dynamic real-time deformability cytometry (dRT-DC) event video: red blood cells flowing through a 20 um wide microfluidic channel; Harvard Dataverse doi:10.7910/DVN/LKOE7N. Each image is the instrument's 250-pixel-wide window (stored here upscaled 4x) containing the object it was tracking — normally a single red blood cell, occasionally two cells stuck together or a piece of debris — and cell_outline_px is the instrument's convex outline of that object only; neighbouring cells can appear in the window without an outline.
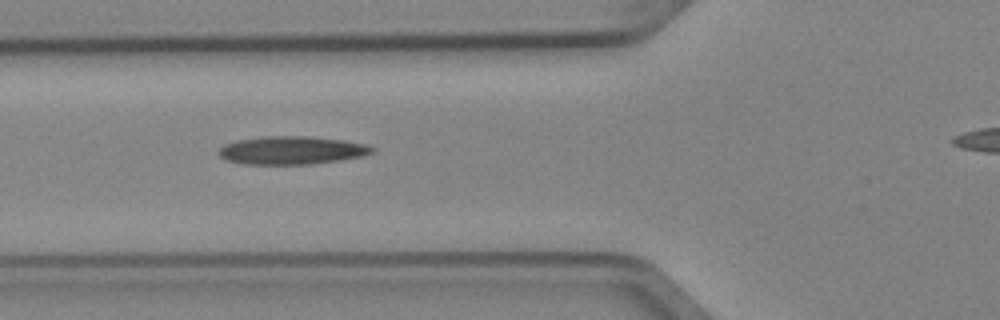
{"species": "Egyptian fruit bat (a non-hibernating species)", "species_latin": "Rousettus aegyptiacus", "temperature_condition": "cold", "stored_images_in_passage": 9, "camera_frame_rate_fps": 3000, "um_per_image_px": 0.085, "animal": {"sex": "female"}, "frame": {"image": 1, "passage_image": 7, "time_ms": 2.0, "image_size_px": [1000, 320], "cell_outline_px": [[376, 152], [364, 156], [340, 160], [308, 164], [244, 164], [228, 160], [220, 156], [216, 152], [224, 144], [236, 140], [264, 136], [308, 136], [344, 140], [364, 144], [376, 148]], "centroid_in_image_um": [24.81, 12.77], "position_along_channel_um": 101.0, "area_um2": 25.26}}
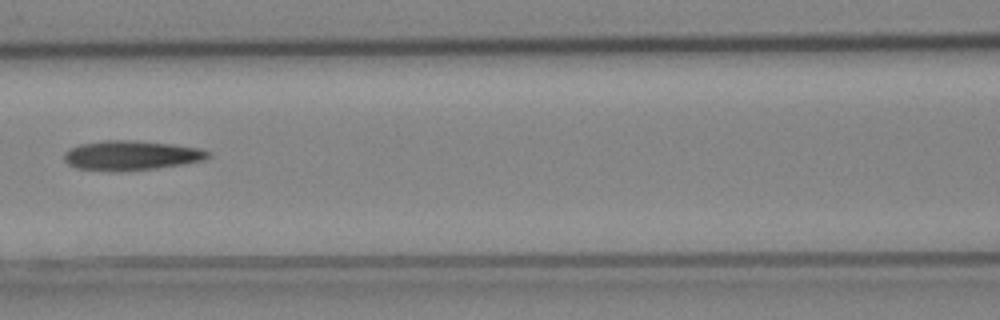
{"frame": {"image": 2, "passage_image": 8, "time_ms": 2.333, "image_size_px": [1000, 320], "cell_outline_px": [[212, 156], [204, 160], [184, 164], [156, 168], [120, 172], [112, 172], [76, 168], [68, 164], [64, 160], [64, 152], [80, 144], [104, 140], [136, 140], [172, 144], [200, 148], [212, 152]], "centroid_in_image_um": [11.18, 13.22], "position_along_channel_um": 155.4, "area_um2": 25.2}}